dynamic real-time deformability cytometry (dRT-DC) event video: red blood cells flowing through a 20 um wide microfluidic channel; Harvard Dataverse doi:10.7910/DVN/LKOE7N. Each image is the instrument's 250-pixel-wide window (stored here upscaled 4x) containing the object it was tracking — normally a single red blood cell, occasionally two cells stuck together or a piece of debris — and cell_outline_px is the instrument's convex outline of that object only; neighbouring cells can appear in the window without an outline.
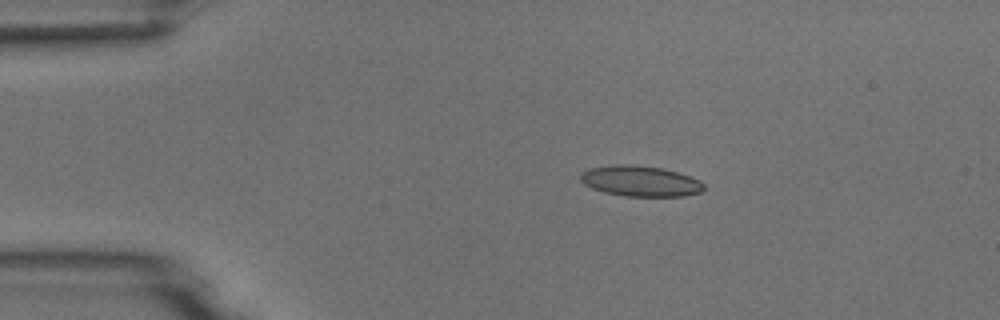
{"species": "common noctule bat (a hibernating species)", "species_latin": "Nyctalus noctula", "temperature_condition": "room temperature", "stored_images_in_passage": 9, "camera_frame_rate_fps": 3000, "um_per_image_px": 0.085, "animal": {"sex": "male", "body_mass_g": 18.8}, "frame": {"image": 1, "passage_image": 3, "time_ms": 2.333, "image_size_px": [1000, 320], "cell_outline_px": [[704, 188], [700, 192], [684, 196], [624, 196], [604, 192], [592, 188], [584, 184], [580, 180], [580, 172], [588, 168], [612, 164], [628, 164], [664, 168], [700, 180], [704, 184]], "centroid_in_image_um": [54.38, 15.38], "position_along_channel_um": 30.6, "area_um2": 22.14}}